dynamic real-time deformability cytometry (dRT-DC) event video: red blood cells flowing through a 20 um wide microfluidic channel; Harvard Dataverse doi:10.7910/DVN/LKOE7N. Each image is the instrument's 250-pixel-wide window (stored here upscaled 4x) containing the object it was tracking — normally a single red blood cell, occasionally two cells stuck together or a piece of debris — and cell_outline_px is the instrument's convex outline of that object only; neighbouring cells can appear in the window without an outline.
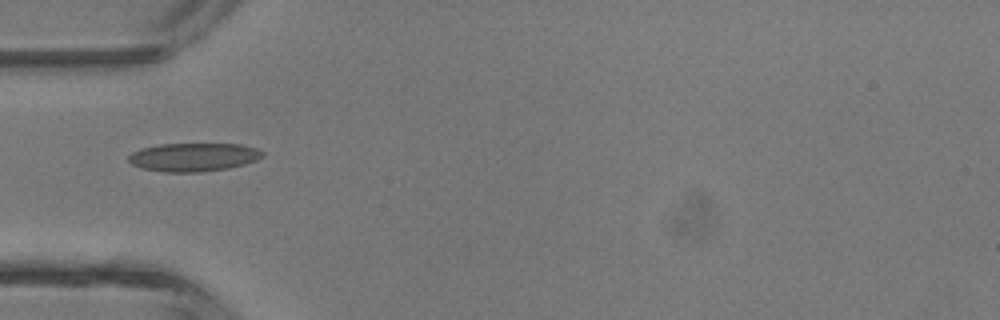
{"species": "common noctule bat (a hibernating species)", "species_latin": "Nyctalus noctula", "temperature_condition": "room temperature", "stored_images_in_passage": 2, "camera_frame_rate_fps": 3000, "um_per_image_px": 0.085, "animal": {"sex": "male", "body_mass_g": 13.3}, "frame": {"image": 1, "passage_image": 1, "time_ms": 0.0, "image_size_px": [1000, 320], "cell_outline_px": [[264, 156], [256, 160], [244, 164], [228, 168], [200, 172], [164, 172], [140, 168], [132, 164], [128, 160], [128, 156], [132, 152], [140, 148], [160, 144], [240, 144], [256, 148], [264, 152]], "centroid_in_image_um": [16.43, 13.35], "position_along_channel_um": 68.6, "area_um2": 22.25}}
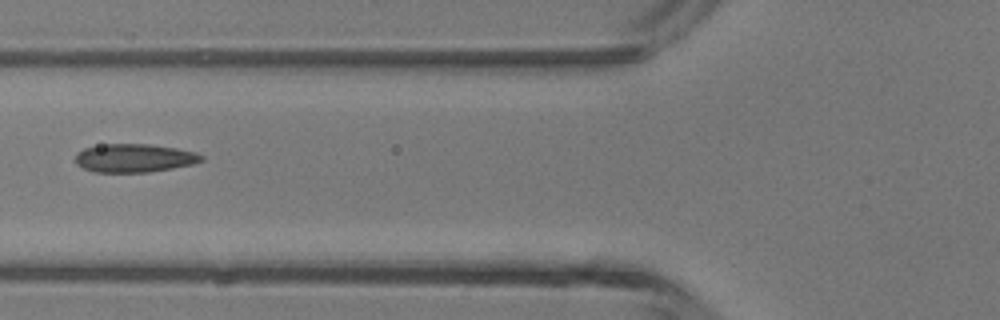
{"frame": {"image": 2, "passage_image": 2, "time_ms": 1.0, "image_size_px": [1000, 320], "cell_outline_px": [[204, 160], [192, 164], [172, 168], [148, 172], [92, 172], [76, 164], [76, 152], [84, 148], [104, 144], [148, 144], [176, 148], [196, 152], [204, 156]], "centroid_in_image_um": [11.41, 13.43], "position_along_channel_um": 114.4, "area_um2": 20.87}}